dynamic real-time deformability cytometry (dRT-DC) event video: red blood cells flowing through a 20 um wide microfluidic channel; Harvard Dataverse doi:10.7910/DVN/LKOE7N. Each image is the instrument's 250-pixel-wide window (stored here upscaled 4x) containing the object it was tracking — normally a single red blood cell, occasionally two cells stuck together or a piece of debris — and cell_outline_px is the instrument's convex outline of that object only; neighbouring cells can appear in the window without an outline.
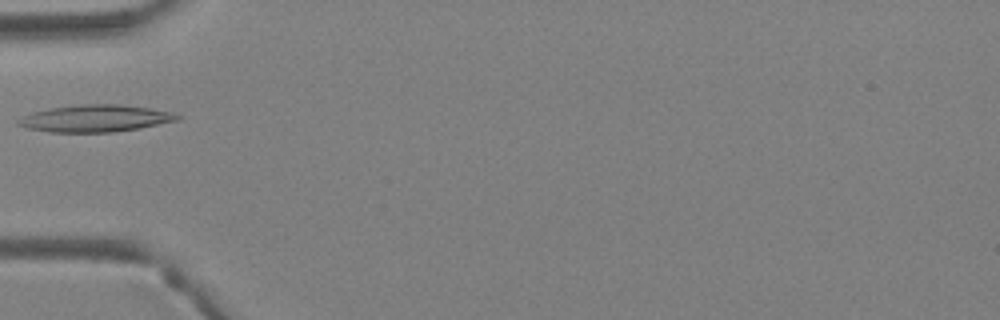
{"species": "Egyptian fruit bat (a non-hibernating species)", "species_latin": "Rousettus aegyptiacus", "temperature_condition": "warm", "stored_images_in_passage": 1, "camera_frame_rate_fps": 3000, "um_per_image_px": 0.085, "animal": {"sex": "female"}, "frame": {"image": 1, "passage_image": 1, "time_ms": 0.0, "image_size_px": [1000, 320], "cell_outline_px": [[180, 116], [176, 120], [140, 128], [112, 132], [52, 132], [24, 128], [16, 124], [16, 120], [32, 112], [52, 108], [80, 104], [120, 104], [148, 108], [172, 112]], "centroid_in_image_um": [8.05, 10.06], "position_along_channel_um": 77.0, "area_um2": 24.85}}